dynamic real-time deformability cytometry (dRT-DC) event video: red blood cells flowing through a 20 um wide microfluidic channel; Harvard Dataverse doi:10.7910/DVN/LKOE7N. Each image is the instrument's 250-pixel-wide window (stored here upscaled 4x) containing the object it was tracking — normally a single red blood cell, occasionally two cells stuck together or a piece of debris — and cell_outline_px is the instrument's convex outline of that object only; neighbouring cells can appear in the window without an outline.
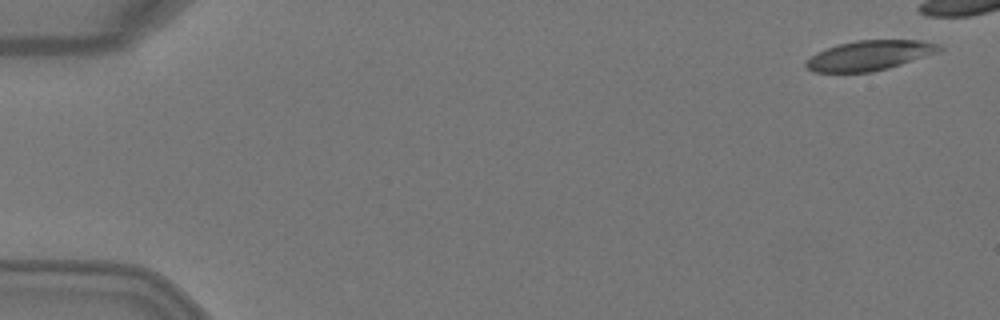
{"species": "Egyptian fruit bat (a non-hibernating species)", "species_latin": "Rousettus aegyptiacus", "temperature_condition": "warm", "stored_images_in_passage": 8, "camera_frame_rate_fps": 3000, "um_per_image_px": 0.085, "animal": {"sex": "female"}, "frame": {"image": 1, "passage_image": 1, "time_ms": 0.0, "image_size_px": [1000, 320], "cell_outline_px": [[944, 48], [940, 52], [888, 68], [872, 72], [812, 72], [804, 64], [816, 52], [840, 44], [856, 40], [924, 40], [940, 44]], "centroid_in_image_um": [73.97, 4.7], "position_along_channel_um": 11.0, "area_um2": 23.18}}
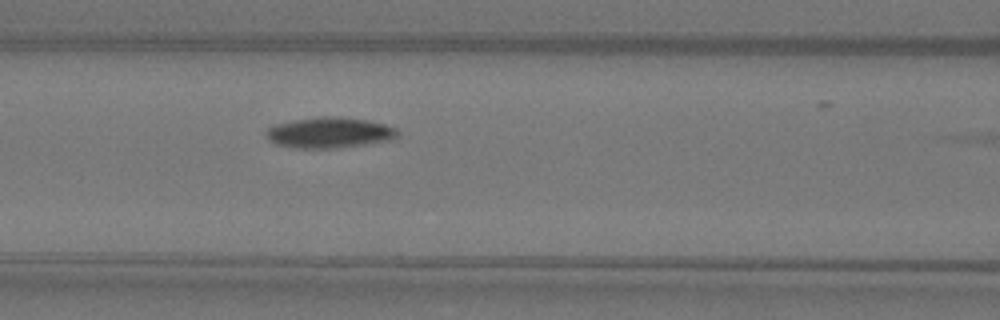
{"frame": {"image": 2, "passage_image": 7, "time_ms": 2.0, "image_size_px": [1000, 320], "cell_outline_px": [[400, 132], [392, 140], [368, 144], [336, 148], [292, 148], [276, 144], [268, 140], [264, 136], [264, 132], [272, 124], [292, 120], [320, 116], [336, 116], [368, 120], [384, 124], [396, 128]], "centroid_in_image_um": [27.96, 11.27], "position_along_channel_um": 138.6, "area_um2": 23.99}}